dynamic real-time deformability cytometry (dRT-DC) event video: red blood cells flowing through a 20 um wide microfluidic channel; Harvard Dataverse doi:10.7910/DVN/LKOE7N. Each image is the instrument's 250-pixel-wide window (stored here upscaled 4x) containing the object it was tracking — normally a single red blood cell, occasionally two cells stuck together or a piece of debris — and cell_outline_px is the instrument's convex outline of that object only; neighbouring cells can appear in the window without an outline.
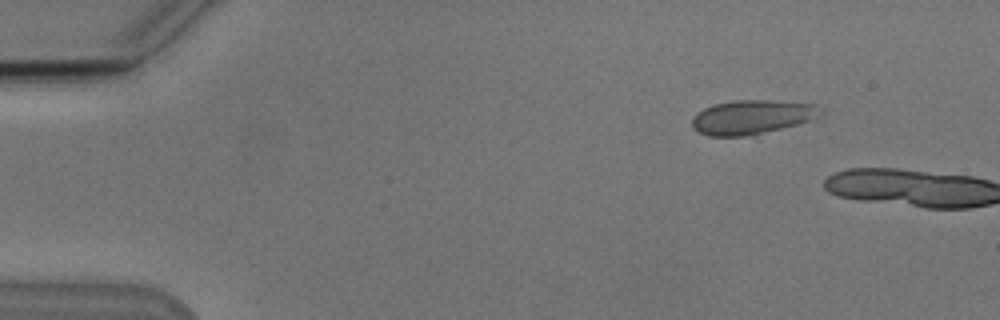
{"species": "Egyptian fruit bat (a non-hibernating species)", "species_latin": "Rousettus aegyptiacus", "temperature_condition": "cold", "stored_images_in_passage": 3, "camera_frame_rate_fps": 3000, "um_per_image_px": 0.085, "animal": {"sex": "male"}, "frame": {"image": 1, "passage_image": 1, "time_ms": 0.0, "image_size_px": [1000, 320], "cell_outline_px": [[824, 112], [808, 120], [796, 124], [752, 136], [708, 136], [692, 128], [692, 120], [704, 108], [716, 104], [732, 100], [768, 100], [820, 104]], "centroid_in_image_um": [63.94, 9.95], "position_along_channel_um": 21.1, "area_um2": 25.49}}